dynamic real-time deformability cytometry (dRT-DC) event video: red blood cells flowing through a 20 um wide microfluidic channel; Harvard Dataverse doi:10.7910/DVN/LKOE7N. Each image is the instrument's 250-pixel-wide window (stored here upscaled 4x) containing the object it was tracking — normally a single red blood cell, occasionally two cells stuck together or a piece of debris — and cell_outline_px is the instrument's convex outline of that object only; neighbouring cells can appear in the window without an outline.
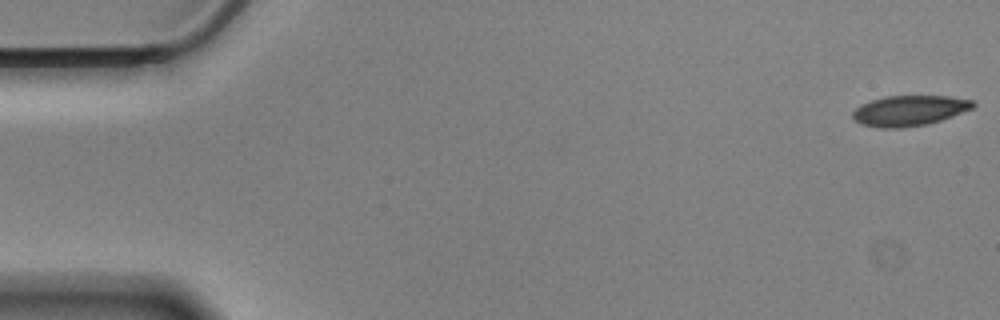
{"species": "Egyptian fruit bat (a non-hibernating species)", "species_latin": "Rousettus aegyptiacus", "temperature_condition": "cold", "stored_images_in_passage": 7, "camera_frame_rate_fps": 3000, "um_per_image_px": 0.085, "animal": {"sex": "male"}, "frame": {"image": 1, "passage_image": 1, "time_ms": 0.0, "image_size_px": [1000, 320], "cell_outline_px": [[976, 104], [972, 108], [952, 116], [928, 124], [900, 128], [876, 128], [860, 124], [852, 120], [852, 112], [860, 104], [884, 96], [948, 96], [972, 100]], "centroid_in_image_um": [77.23, 9.41], "position_along_channel_um": 7.8, "area_um2": 21.44}}